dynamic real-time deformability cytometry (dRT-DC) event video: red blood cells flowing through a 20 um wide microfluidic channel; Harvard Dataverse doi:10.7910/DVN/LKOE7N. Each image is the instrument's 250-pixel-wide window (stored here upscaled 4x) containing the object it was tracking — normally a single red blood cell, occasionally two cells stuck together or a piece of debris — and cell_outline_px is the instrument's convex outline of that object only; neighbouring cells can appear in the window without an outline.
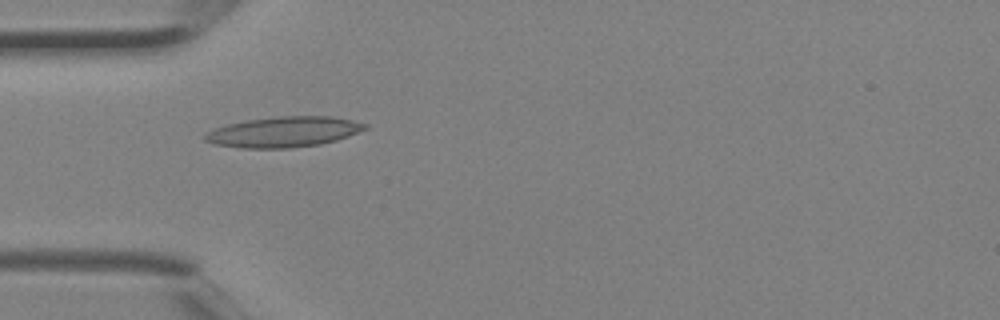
{"species": "Egyptian fruit bat (a non-hibernating species)", "species_latin": "Rousettus aegyptiacus", "temperature_condition": "room temperature", "stored_images_in_passage": 3, "camera_frame_rate_fps": 3000, "um_per_image_px": 0.085, "animal": {"sex": "female"}, "frame": {"image": 1, "passage_image": 3, "time_ms": 0.667, "image_size_px": [1000, 320], "cell_outline_px": [[368, 128], [348, 136], [336, 140], [320, 144], [288, 148], [240, 148], [216, 144], [204, 140], [204, 132], [212, 128], [228, 124], [248, 120], [276, 116], [332, 116], [352, 120], [368, 124]], "centroid_in_image_um": [24.1, 11.21], "position_along_channel_um": 60.9, "area_um2": 28.5}}